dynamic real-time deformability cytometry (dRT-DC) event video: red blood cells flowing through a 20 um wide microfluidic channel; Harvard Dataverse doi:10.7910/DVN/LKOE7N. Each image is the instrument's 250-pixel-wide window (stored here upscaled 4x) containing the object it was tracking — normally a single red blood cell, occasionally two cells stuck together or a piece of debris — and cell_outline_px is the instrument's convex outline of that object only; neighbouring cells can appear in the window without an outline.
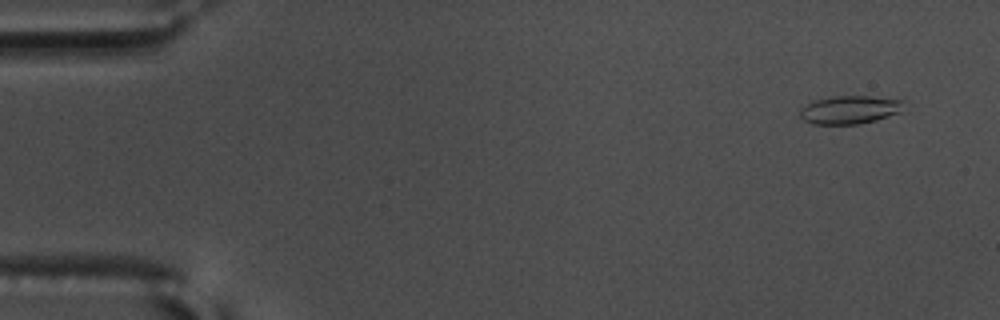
{"species": "common noctule bat (a hibernating species)", "species_latin": "Nyctalus noctula", "temperature_condition": "warm", "stored_images_in_passage": 55, "segment_of_instrument_passage": [1, 2], "camera_frame_rate_fps": 3000, "um_per_image_px": 0.085, "animal": {"sex": "male", "body_mass_g": 17.5, "forearm_length_mm": 52.3}, "frame": {"image": 1, "passage_image": 4, "time_ms": 1.0, "image_size_px": [1000, 320], "cell_outline_px": [[904, 100], [900, 112], [876, 120], [860, 124], [812, 124], [804, 120], [800, 116], [800, 112], [808, 104], [816, 100], [836, 96], [868, 96]], "centroid_in_image_um": [72.25, 9.34], "position_along_channel_um": 12.8, "area_um2": 16.76}}
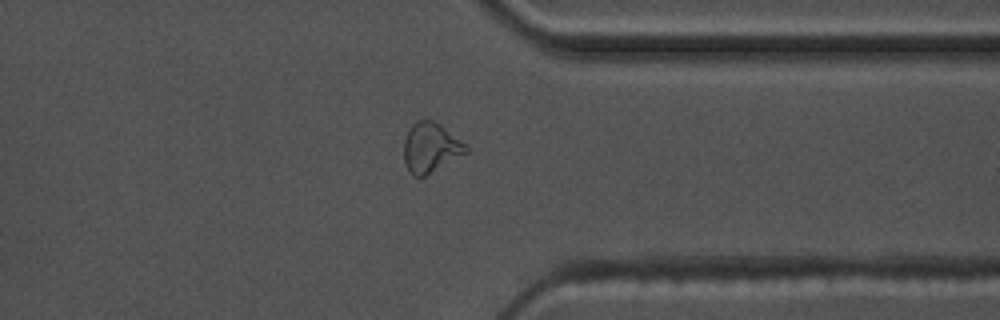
{"frame": {"image": 2, "passage_image": 45, "time_ms": 14.667, "image_size_px": [1000, 320], "cell_outline_px": [[468, 152], [424, 176], [412, 176], [408, 172], [404, 160], [404, 140], [408, 128], [416, 120], [432, 120], [440, 124], [464, 144], [468, 148]], "centroid_in_image_um": [36.55, 12.54], "position_along_channel_um": 374.8, "area_um2": 17.8}}
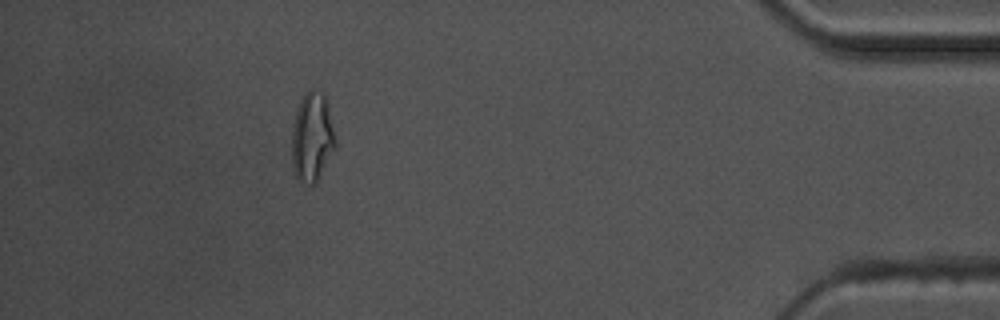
{"frame": {"image": 3, "passage_image": 52, "time_ms": 17.0, "image_size_px": [1000, 320], "cell_outline_px": [[336, 144], [316, 184], [312, 184], [300, 180], [296, 176], [292, 164], [292, 124], [300, 100], [304, 92], [312, 88], [316, 88], [328, 96], [336, 140]], "centroid_in_image_um": [26.55, 11.56], "position_along_channel_um": 408.7, "area_um2": 23.06}}